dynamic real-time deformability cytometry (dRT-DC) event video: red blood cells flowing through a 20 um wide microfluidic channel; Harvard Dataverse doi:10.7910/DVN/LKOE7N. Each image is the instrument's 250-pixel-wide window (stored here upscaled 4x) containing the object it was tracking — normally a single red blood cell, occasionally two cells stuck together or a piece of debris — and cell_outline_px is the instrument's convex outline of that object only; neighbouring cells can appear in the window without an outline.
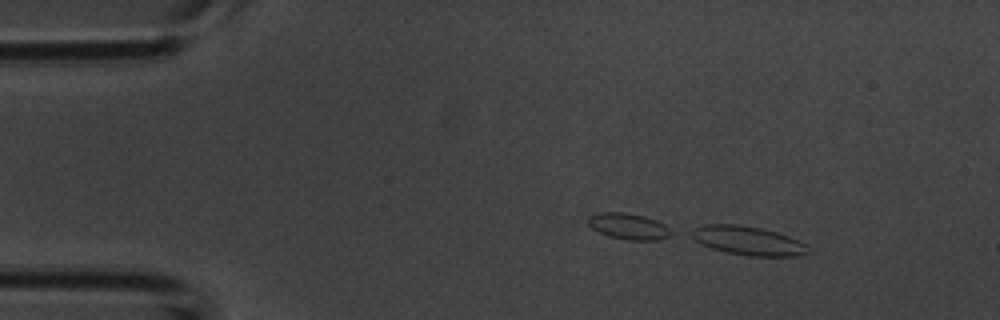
{"species": "common noctule bat (a hibernating species)", "species_latin": "Nyctalus noctula", "temperature_condition": "room temperature", "stored_images_in_passage": 7, "camera_frame_rate_fps": 3000, "um_per_image_px": 0.085, "animal": {"sex": "male", "body_mass_g": 20.1, "forearm_length_mm": 53.5}, "frame": {"image": 1, "passage_image": 7, "time_ms": 2.0, "image_size_px": [1000, 320], "cell_outline_px": [[812, 252], [804, 256], [748, 256], [728, 252], [712, 248], [696, 240], [688, 232], [704, 224], [736, 224], [760, 228], [776, 232], [788, 236], [804, 244]], "centroid_in_image_um": [63.61, 20.46], "position_along_channel_um": 21.4, "area_um2": 19.42}}